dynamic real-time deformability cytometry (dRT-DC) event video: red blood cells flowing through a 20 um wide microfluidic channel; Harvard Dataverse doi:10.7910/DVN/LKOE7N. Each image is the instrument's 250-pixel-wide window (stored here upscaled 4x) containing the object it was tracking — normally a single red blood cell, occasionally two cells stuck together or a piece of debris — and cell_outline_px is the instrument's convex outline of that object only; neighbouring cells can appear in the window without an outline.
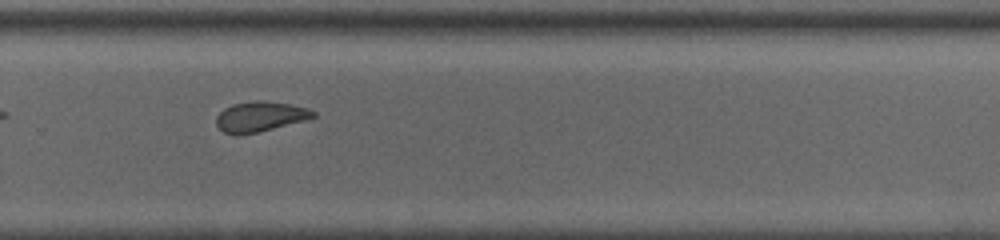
{"species": "common noctule bat (a hibernating species)", "species_latin": "Nyctalus noctula", "temperature_condition": "room temperature", "stored_images_in_passage": 34, "camera_frame_rate_fps": 3000, "um_per_image_px": 0.085, "animal": {"sex": "male", "body_mass_g": 13.0, "forearm_length_mm": 53.1}, "frame": {"image": 1, "passage_image": 20, "time_ms": 6.333, "image_size_px": [1000, 240], "cell_outline_px": [[316, 116], [304, 120], [256, 132], [236, 136], [224, 132], [216, 124], [216, 116], [224, 108], [232, 104], [252, 100], [260, 100], [288, 104], [308, 108], [316, 112]], "centroid_in_image_um": [22.06, 9.9], "position_along_channel_um": 307.7, "area_um2": 16.88}, "authors_computed_cell_mechanics": {"area_um2": 17.6579, "velocity_mm_per_s": 4.0569, "shape_relaxation_time_tau1_ms": null, "shape_relaxation_time_tau2_ms": 1.1224, "deformation_change_tau1": null, "deformation_change_tau2": 0.0734}}